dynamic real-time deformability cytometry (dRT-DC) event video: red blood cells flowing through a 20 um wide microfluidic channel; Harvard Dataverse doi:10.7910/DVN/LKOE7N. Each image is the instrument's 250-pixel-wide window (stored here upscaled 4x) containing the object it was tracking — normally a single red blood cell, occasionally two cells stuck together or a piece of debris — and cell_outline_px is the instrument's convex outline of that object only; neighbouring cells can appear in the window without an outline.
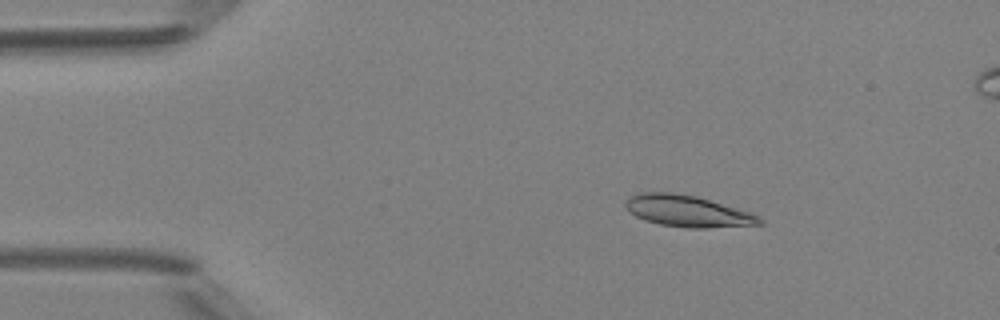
{"species": "Egyptian fruit bat (a non-hibernating species)", "species_latin": "Rousettus aegyptiacus", "temperature_condition": "room temperature", "stored_images_in_passage": 45, "camera_frame_rate_fps": 3000, "um_per_image_px": 0.085, "animal": {"sex": "female"}, "frame": {"image": 1, "passage_image": 4, "time_ms": 1.0, "image_size_px": [1000, 320], "cell_outline_px": [[764, 224], [708, 228], [688, 228], [660, 224], [644, 220], [628, 212], [624, 204], [636, 192], [672, 192], [696, 196], [748, 212], [760, 216], [764, 220]], "centroid_in_image_um": [58.43, 17.95], "position_along_channel_um": 26.6, "area_um2": 24.51}}
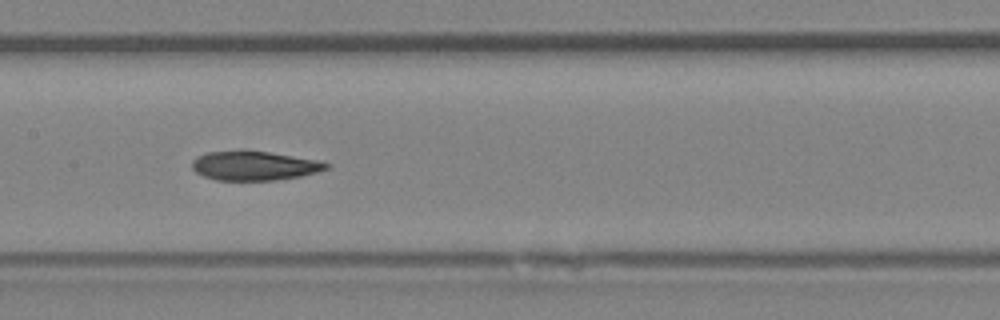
{"frame": {"image": 2, "passage_image": 20, "time_ms": 6.333, "image_size_px": [1000, 320], "cell_outline_px": [[332, 164], [328, 168], [316, 172], [300, 176], [276, 180], [216, 180], [204, 176], [196, 172], [192, 168], [192, 160], [196, 156], [208, 152], [240, 148], [268, 152], [316, 160]], "centroid_in_image_um": [21.56, 14.06], "position_along_channel_um": 185.8, "area_um2": 23.18}}
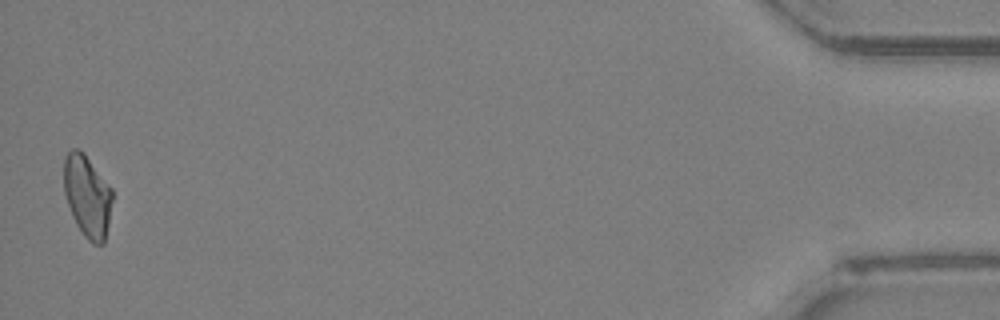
{"frame": {"image": 3, "passage_image": 44, "time_ms": 14.333, "image_size_px": [1000, 320], "cell_outline_px": [[112, 200], [108, 224], [104, 244], [92, 244], [84, 236], [76, 224], [72, 216], [64, 192], [64, 156], [72, 148], [76, 148], [84, 152], [112, 188]], "centroid_in_image_um": [7.42, 16.65], "position_along_channel_um": 427.8, "area_um2": 23.24}}